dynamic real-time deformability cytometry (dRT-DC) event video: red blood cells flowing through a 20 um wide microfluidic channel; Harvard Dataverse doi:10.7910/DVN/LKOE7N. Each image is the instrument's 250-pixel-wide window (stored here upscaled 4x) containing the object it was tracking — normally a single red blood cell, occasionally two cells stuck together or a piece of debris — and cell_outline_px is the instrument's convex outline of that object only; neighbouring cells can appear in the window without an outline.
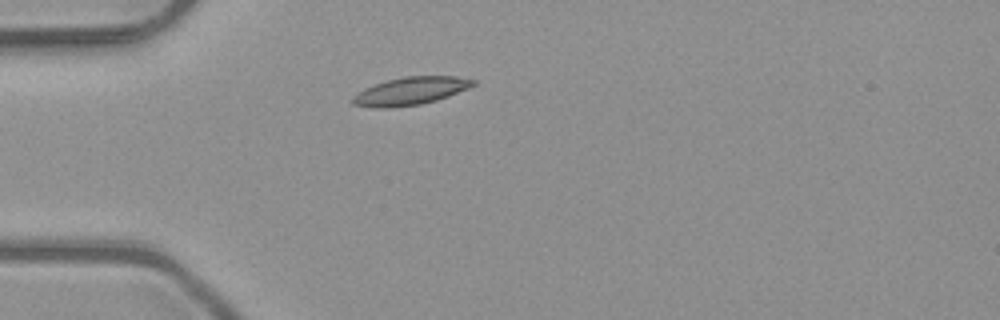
{"species": "common noctule bat (a hibernating species)", "species_latin": "Nyctalus noctula", "temperature_condition": "room temperature", "stored_images_in_passage": 5, "camera_frame_rate_fps": 3000, "um_per_image_px": 0.085, "animal": {"sex": "male", "body_mass_g": 23.1, "forearm_length_mm": 52.7}, "frame": {"image": 1, "passage_image": 5, "time_ms": 1.333, "image_size_px": [1000, 320], "cell_outline_px": [[476, 84], [468, 88], [448, 96], [436, 100], [420, 104], [388, 108], [376, 108], [352, 104], [352, 96], [356, 92], [372, 84], [404, 76], [456, 76], [476, 80]], "centroid_in_image_um": [34.86, 7.73], "position_along_channel_um": 50.1, "area_um2": 19.59}}